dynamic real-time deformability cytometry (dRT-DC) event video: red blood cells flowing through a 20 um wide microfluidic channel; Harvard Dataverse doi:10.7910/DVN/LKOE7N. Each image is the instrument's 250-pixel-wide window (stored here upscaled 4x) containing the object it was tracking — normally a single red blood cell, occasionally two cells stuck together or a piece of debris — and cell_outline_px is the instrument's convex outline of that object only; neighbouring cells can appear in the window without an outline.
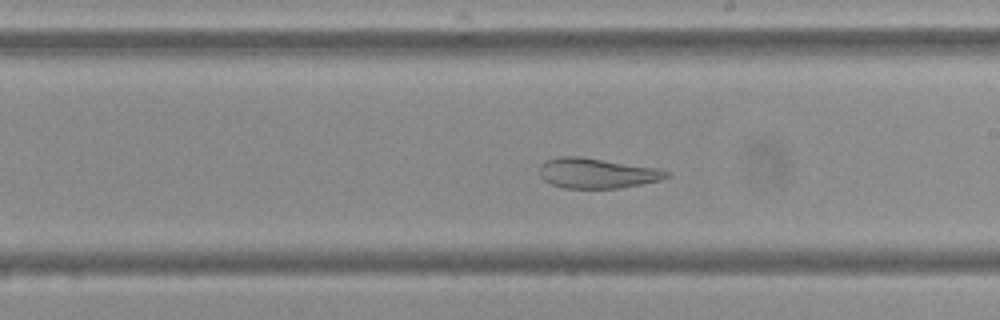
{"species": "Egyptian fruit bat (a non-hibernating species)", "species_latin": "Rousettus aegyptiacus", "temperature_condition": "cold", "stored_images_in_passage": 38, "camera_frame_rate_fps": 3000, "um_per_image_px": 0.085, "frame": {"image": 1, "passage_image": 27, "time_ms": 8.667, "image_size_px": [1000, 320], "cell_outline_px": [[668, 176], [660, 180], [620, 188], [564, 188], [552, 184], [544, 180], [540, 176], [540, 164], [544, 160], [560, 156], [580, 156], [660, 168], [668, 172]], "centroid_in_image_um": [50.71, 14.71], "position_along_channel_um": 238.3, "area_um2": 22.37}}
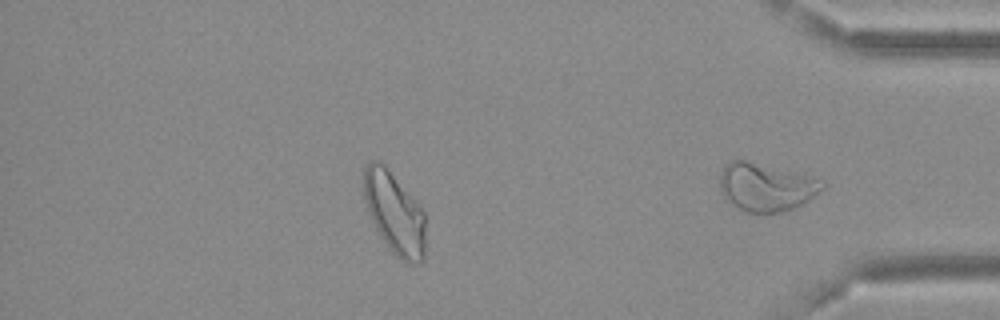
{"frame": {"image": 2, "passage_image": 38, "time_ms": 12.333, "image_size_px": [1000, 320], "cell_outline_px": [[828, 184], [824, 188], [808, 200], [792, 208], [780, 212], [748, 212], [732, 204], [728, 200], [720, 184], [720, 172], [724, 164], [732, 160], [744, 160], [824, 180]], "centroid_in_image_um": [65.13, 15.89], "position_along_channel_um": 370.1, "area_um2": 27.98}, "authors_computed_cell_mechanics": {"area_um2": 25.8944, "velocity_mm_per_s": 3.6294, "shape_relaxation_time_tau1_ms": null, "shape_relaxation_time_tau2_ms": 2.2117, "deformation_change_tau1": null, "deformation_change_tau2": 0.0981}}